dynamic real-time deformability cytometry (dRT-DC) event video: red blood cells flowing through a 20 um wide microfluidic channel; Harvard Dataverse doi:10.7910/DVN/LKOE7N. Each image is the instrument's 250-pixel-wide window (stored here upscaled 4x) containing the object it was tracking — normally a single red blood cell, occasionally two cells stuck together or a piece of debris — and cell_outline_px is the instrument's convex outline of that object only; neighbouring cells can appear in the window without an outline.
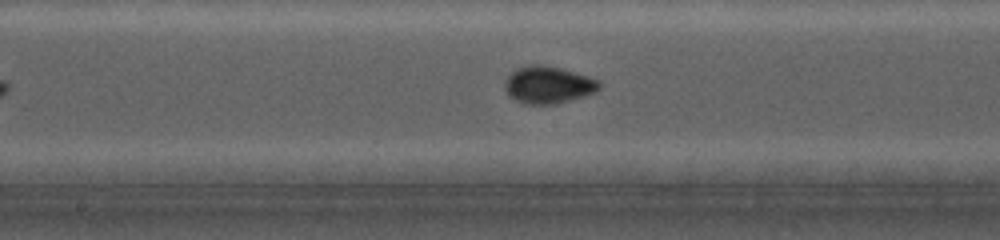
{"species": "common noctule bat (a hibernating species)", "species_latin": "Nyctalus noctula", "temperature_condition": "cold", "stored_images_in_passage": 19, "camera_frame_rate_fps": 5000, "um_per_image_px": 0.085, "animal": {"sex": "female", "body_mass_g": 19.0, "forearm_length_mm": 56.7}, "frame": {"image": 1, "passage_image": 6, "time_ms": 4.0, "image_size_px": [1000, 240], "cell_outline_px": [[600, 88], [596, 92], [584, 96], [552, 104], [524, 104], [508, 96], [504, 88], [504, 84], [508, 76], [516, 68], [528, 64], [544, 64], [560, 68], [588, 76], [600, 80]], "centroid_in_image_um": [46.58, 7.2], "position_along_channel_um": 201.6, "area_um2": 20.58}}
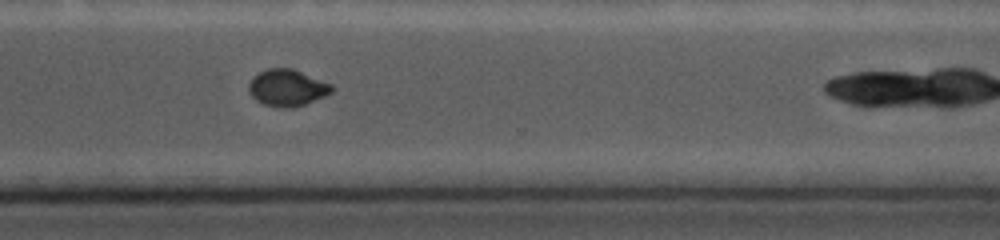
{"frame": {"image": 2, "passage_image": 14, "time_ms": 7.8, "image_size_px": [1000, 240], "cell_outline_px": [[332, 92], [324, 96], [304, 104], [292, 108], [276, 108], [264, 104], [256, 100], [252, 96], [248, 88], [248, 84], [252, 76], [268, 68], [292, 68], [332, 84]], "centroid_in_image_um": [24.38, 7.46], "position_along_channel_um": 346.2, "area_um2": 17.74}}
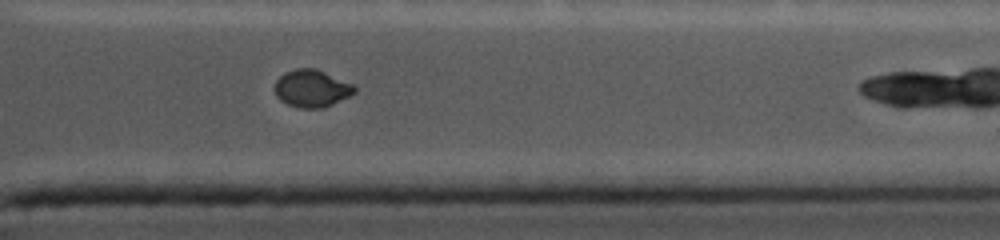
{"frame": {"image": 3, "passage_image": 16, "time_ms": 8.8, "image_size_px": [1000, 240], "cell_outline_px": [[356, 92], [324, 108], [304, 108], [288, 104], [280, 100], [276, 96], [276, 80], [284, 72], [296, 68], [316, 68], [352, 84], [356, 88]], "centroid_in_image_um": [26.49, 7.51], "position_along_channel_um": 384.9, "area_um2": 17.17}}